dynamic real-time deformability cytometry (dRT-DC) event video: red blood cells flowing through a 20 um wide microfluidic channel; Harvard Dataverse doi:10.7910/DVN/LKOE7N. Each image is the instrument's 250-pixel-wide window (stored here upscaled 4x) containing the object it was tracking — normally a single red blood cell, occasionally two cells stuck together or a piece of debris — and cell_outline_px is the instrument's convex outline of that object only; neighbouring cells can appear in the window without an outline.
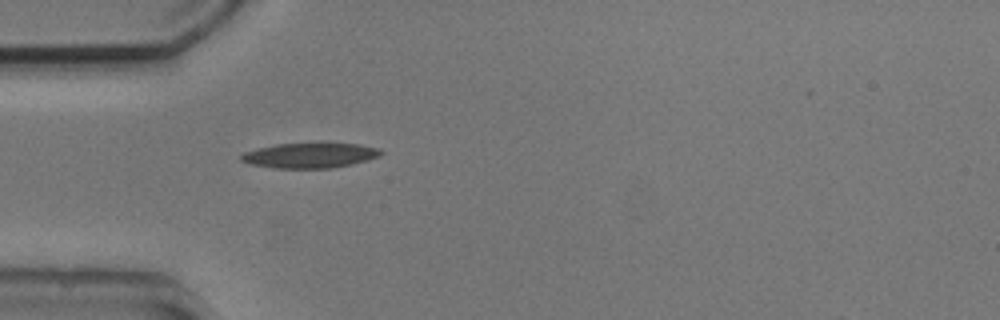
{"species": "common noctule bat (a hibernating species)", "species_latin": "Nyctalus noctula", "temperature_condition": "cold", "stored_images_in_passage": 27, "camera_frame_rate_fps": 3000, "um_per_image_px": 0.085, "animal": {"sex": "male", "body_mass_g": 20.5, "forearm_length_mm": 52.5}, "frame": {"image": 1, "passage_image": 1, "time_ms": 0.0, "image_size_px": [1000, 320], "cell_outline_px": [[384, 152], [380, 156], [368, 160], [352, 164], [332, 168], [276, 168], [252, 164], [240, 160], [240, 156], [244, 152], [276, 144], [320, 140], [360, 144], [380, 148]], "centroid_in_image_um": [26.43, 13.15], "position_along_channel_um": 58.6, "area_um2": 21.39}}
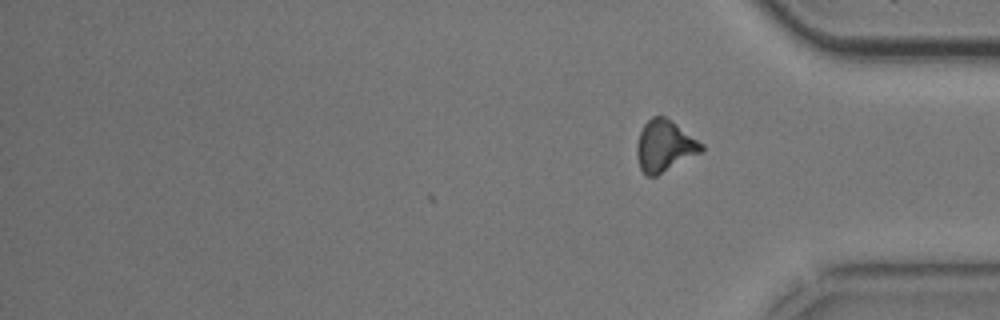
{"frame": {"image": 2, "passage_image": 27, "time_ms": 8.667, "image_size_px": [1000, 320], "cell_outline_px": [[704, 148], [700, 152], [656, 176], [648, 176], [640, 168], [636, 156], [636, 144], [640, 132], [644, 124], [652, 116], [664, 116], [672, 120], [704, 144]], "centroid_in_image_um": [56.47, 12.38], "position_along_channel_um": 378.7, "area_um2": 19.25}, "authors_computed_cell_mechanics": {"area_um2": 19.9988, "velocity_mm_per_s": 3.7966, "shape_relaxation_time_tau1_ms": 2.6054, "shape_relaxation_time_tau2_ms": 7.8006, "deformation_change_tau1": 0.116, "deformation_change_tau2": 0.1777}}